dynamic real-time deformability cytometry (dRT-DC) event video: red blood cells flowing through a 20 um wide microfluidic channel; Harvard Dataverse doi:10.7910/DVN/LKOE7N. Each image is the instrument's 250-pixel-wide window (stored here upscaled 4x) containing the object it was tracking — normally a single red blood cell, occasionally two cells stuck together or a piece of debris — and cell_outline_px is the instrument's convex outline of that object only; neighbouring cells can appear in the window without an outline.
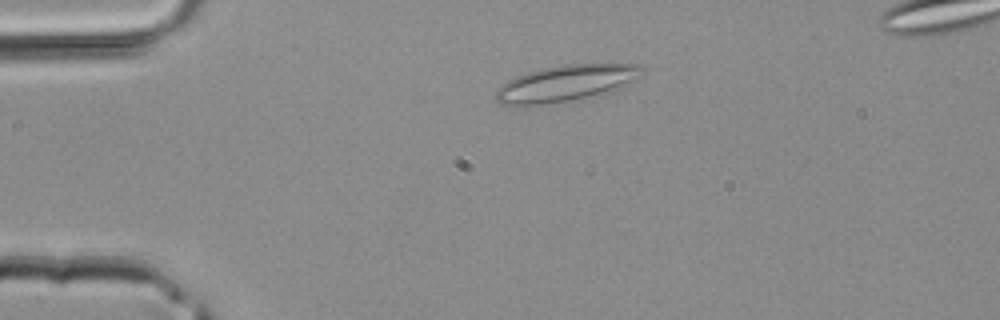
{"species": "common noctule bat (a hibernating species)", "species_latin": "Nyctalus noctula", "temperature_condition": "room temperature", "stored_images_in_passage": 42, "camera_frame_rate_fps": 3000, "um_per_image_px": 0.085, "animal": {"sex": "male", "body_mass_g": 20.4}, "frame": {"image": 1, "passage_image": 8, "time_ms": 2.333, "image_size_px": [1000, 320], "cell_outline_px": [[644, 68], [640, 76], [624, 88], [612, 92], [524, 108], [520, 108], [500, 104], [496, 100], [496, 88], [500, 84], [516, 76], [528, 72], [544, 68], [564, 64], [640, 64]], "centroid_in_image_um": [48.06, 7.1], "position_along_channel_um": 36.9, "area_um2": 31.5}}
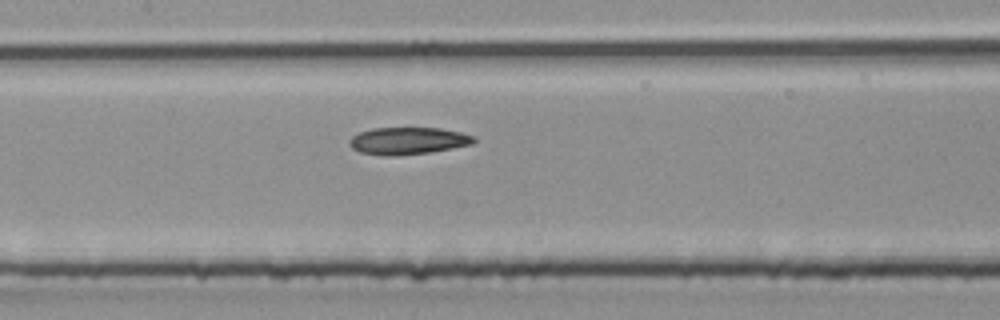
{"frame": {"image": 2, "passage_image": 19, "time_ms": 6.0, "image_size_px": [1000, 320], "cell_outline_px": [[476, 140], [472, 144], [432, 152], [396, 156], [388, 156], [360, 152], [352, 148], [348, 144], [348, 140], [352, 136], [360, 132], [372, 128], [440, 128], [460, 132], [476, 136]], "centroid_in_image_um": [34.68, 11.97], "position_along_channel_um": 172.7, "area_um2": 19.83}}
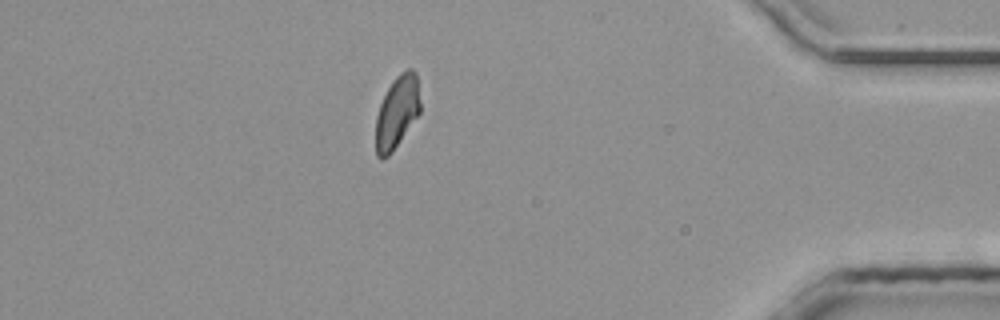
{"frame": {"image": 3, "passage_image": 36, "time_ms": 11.667, "image_size_px": [1000, 320], "cell_outline_px": [[420, 112], [392, 152], [388, 156], [380, 160], [376, 156], [376, 116], [380, 104], [392, 80], [400, 72], [408, 68], [412, 68], [416, 72], [420, 104]], "centroid_in_image_um": [33.74, 9.52], "position_along_channel_um": 401.5, "area_um2": 18.73}}